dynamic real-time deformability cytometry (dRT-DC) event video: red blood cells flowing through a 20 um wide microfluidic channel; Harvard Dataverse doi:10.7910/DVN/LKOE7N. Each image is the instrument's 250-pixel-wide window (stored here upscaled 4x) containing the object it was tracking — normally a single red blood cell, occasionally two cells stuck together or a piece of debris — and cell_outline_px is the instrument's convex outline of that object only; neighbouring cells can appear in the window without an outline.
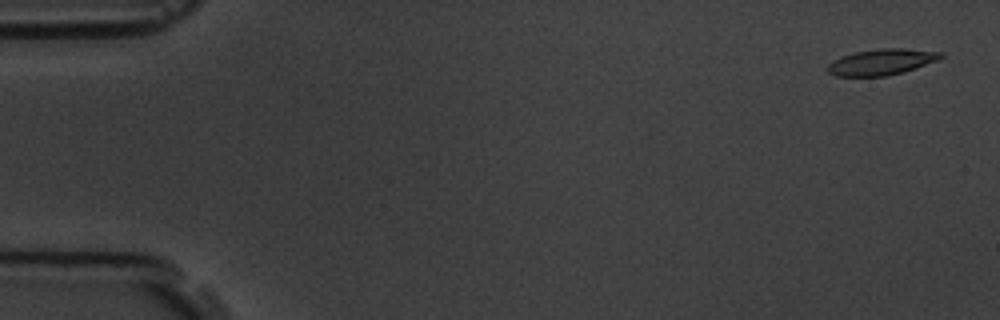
{"species": "common noctule bat (a hibernating species)", "species_latin": "Nyctalus noctula", "temperature_condition": "room temperature", "stored_images_in_passage": 11, "camera_frame_rate_fps": 3000, "um_per_image_px": 0.085, "animal": {"sex": "male", "body_mass_g": 19.5, "forearm_length_mm": 54.6}, "frame": {"image": 1, "passage_image": 1, "time_ms": 0.0, "image_size_px": [1000, 320], "cell_outline_px": [[944, 56], [940, 60], [904, 72], [888, 76], [836, 76], [828, 72], [828, 64], [832, 60], [840, 56], [856, 52], [884, 48], [900, 48], [940, 52]], "centroid_in_image_um": [74.94, 5.28], "position_along_channel_um": 10.1, "area_um2": 17.17}}
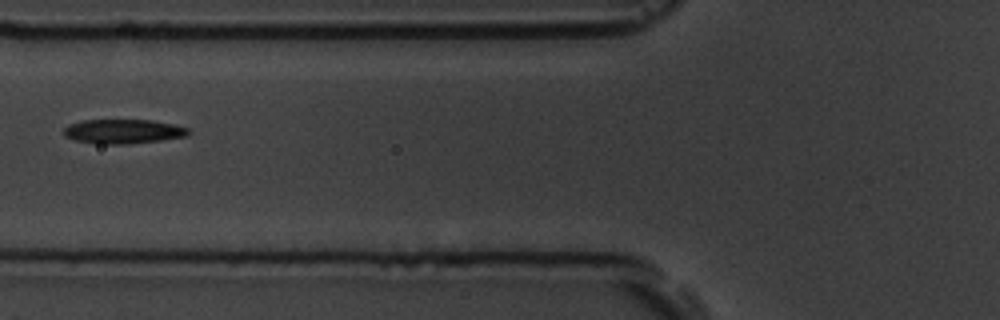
{"frame": {"image": 2, "passage_image": 6, "time_ms": 6.667, "image_size_px": [1000, 320], "cell_outline_px": [[192, 132], [188, 136], [160, 140], [128, 144], [104, 144], [76, 140], [64, 136], [64, 128], [68, 124], [84, 120], [152, 120], [176, 124], [188, 128]], "centroid_in_image_um": [10.52, 11.16], "position_along_channel_um": 115.3, "area_um2": 17.74}}
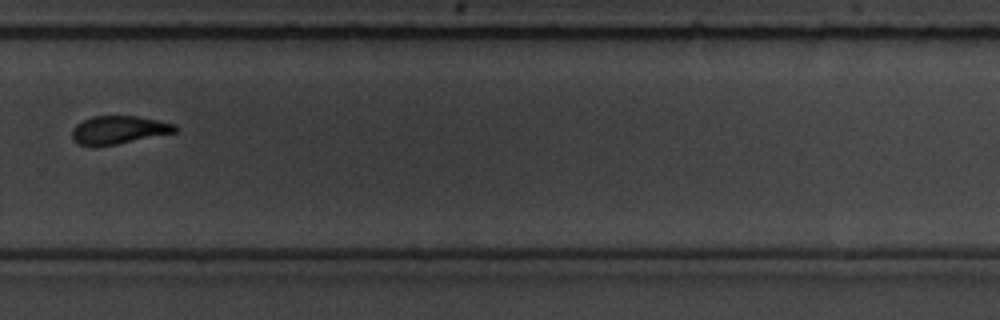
{"frame": {"image": 3, "passage_image": 11, "time_ms": 12.333, "image_size_px": [1000, 320], "cell_outline_px": [[180, 128], [176, 132], [116, 144], [76, 144], [72, 136], [72, 128], [76, 124], [92, 116], [136, 116], [176, 124]], "centroid_in_image_um": [10.12, 11.02], "position_along_channel_um": 319.7, "area_um2": 16.53}}